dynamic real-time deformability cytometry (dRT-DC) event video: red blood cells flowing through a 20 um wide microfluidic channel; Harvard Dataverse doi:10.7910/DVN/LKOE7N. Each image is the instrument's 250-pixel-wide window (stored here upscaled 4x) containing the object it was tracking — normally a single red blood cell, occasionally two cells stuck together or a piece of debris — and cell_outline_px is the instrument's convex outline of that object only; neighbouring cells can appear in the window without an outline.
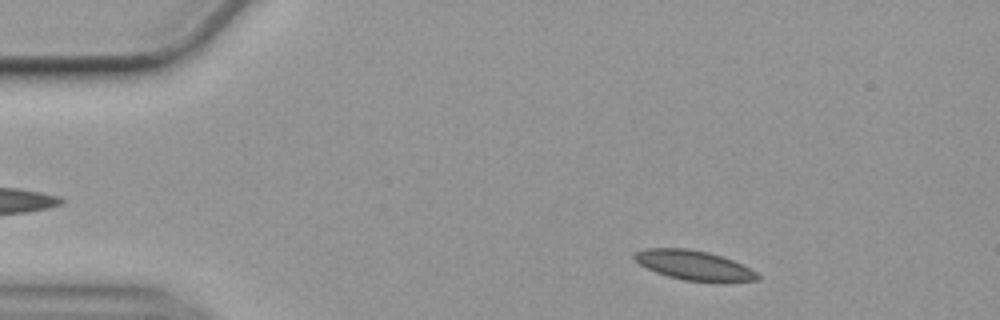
{"species": "common noctule bat (a hibernating species)", "species_latin": "Nyctalus noctula", "temperature_condition": "cold", "stored_images_in_passage": 53, "camera_frame_rate_fps": 3000, "um_per_image_px": 0.085, "animal": {"sex": "female", "body_mass_g": 19.9}, "frame": {"image": 1, "passage_image": 5, "time_ms": 1.333, "image_size_px": [1000, 320], "cell_outline_px": [[760, 276], [756, 280], [728, 284], [716, 284], [684, 280], [668, 276], [656, 272], [640, 264], [632, 256], [636, 252], [648, 248], [684, 248], [708, 252], [732, 260], [756, 272]], "centroid_in_image_um": [59.04, 22.59], "position_along_channel_um": 26.0, "area_um2": 21.5}}
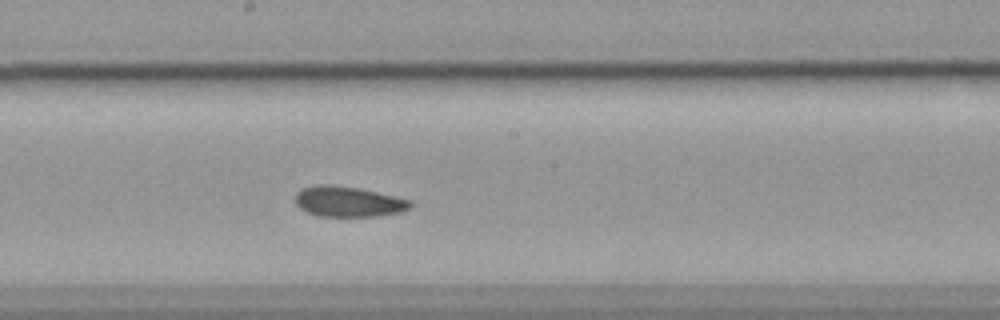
{"frame": {"image": 2, "passage_image": 27, "time_ms": 8.667, "image_size_px": [1000, 320], "cell_outline_px": [[412, 204], [408, 208], [400, 212], [376, 216], [320, 216], [308, 212], [300, 208], [296, 204], [296, 192], [304, 188], [320, 184], [328, 184], [360, 188], [412, 200]], "centroid_in_image_um": [29.61, 17.13], "position_along_channel_um": 218.6, "area_um2": 20.23}}
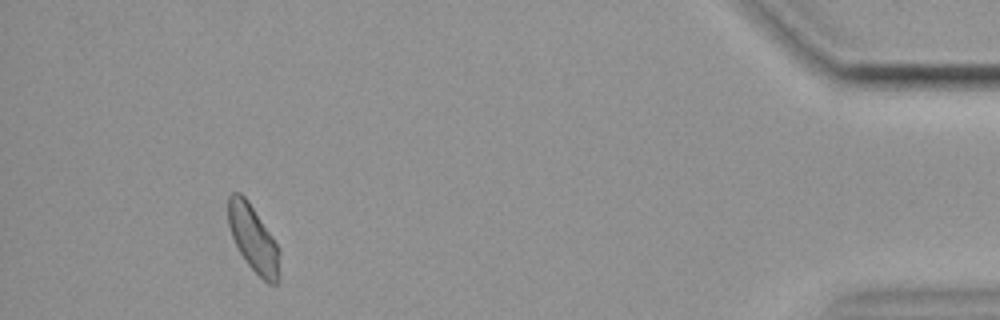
{"frame": {"image": 3, "passage_image": 49, "time_ms": 16.0, "image_size_px": [1000, 320], "cell_outline_px": [[280, 280], [276, 284], [268, 284], [248, 264], [240, 252], [232, 236], [228, 224], [228, 196], [232, 192], [240, 192], [248, 200], [272, 236], [280, 252]], "centroid_in_image_um": [21.55, 20.29], "position_along_channel_um": 413.7, "area_um2": 19.88}, "authors_computed_cell_mechanics": {"area_um2": 20.5768, "velocity_mm_per_s": 3.5286, "shape_relaxation_time_tau1_ms": 8.9287, "shape_relaxation_time_tau2_ms": 2.465, "deformation_change_tau1": 0.1189, "deformation_change_tau2": 0.0699}}